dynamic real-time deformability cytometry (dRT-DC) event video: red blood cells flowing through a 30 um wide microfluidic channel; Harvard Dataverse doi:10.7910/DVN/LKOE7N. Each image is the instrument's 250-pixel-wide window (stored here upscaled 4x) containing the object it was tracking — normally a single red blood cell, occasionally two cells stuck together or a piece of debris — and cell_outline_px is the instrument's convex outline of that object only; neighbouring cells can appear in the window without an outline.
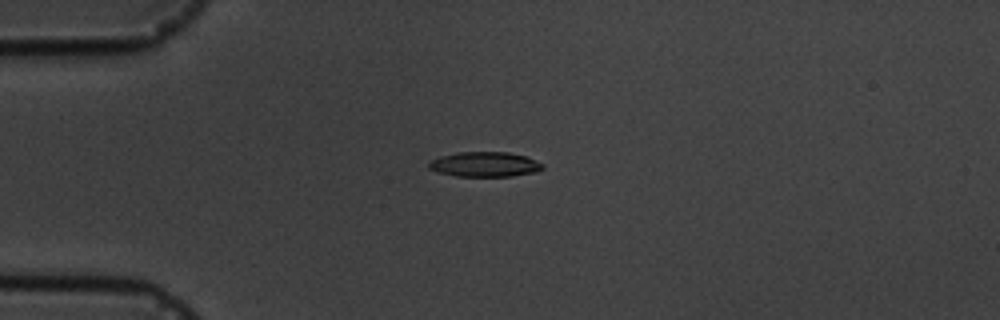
{"species": "common noctule bat (a hibernating species)", "species_latin": "Nyctalus noctula", "temperature_condition": "cold", "stored_images_in_passage": 6, "camera_frame_rate_fps": 3000, "um_per_image_px": 0.085, "animal": {"sex": "male", "body_mass_g": 19.5, "forearm_length_mm": 54.6}, "frame": {"image": 1, "passage_image": 6, "time_ms": 6.667, "image_size_px": [1000, 320], "cell_outline_px": [[544, 168], [536, 172], [512, 176], [456, 176], [436, 172], [428, 168], [428, 164], [432, 160], [440, 156], [456, 152], [508, 152], [524, 156], [544, 164]], "centroid_in_image_um": [41.19, 13.97], "position_along_channel_um": 43.8, "area_um2": 16.53}}